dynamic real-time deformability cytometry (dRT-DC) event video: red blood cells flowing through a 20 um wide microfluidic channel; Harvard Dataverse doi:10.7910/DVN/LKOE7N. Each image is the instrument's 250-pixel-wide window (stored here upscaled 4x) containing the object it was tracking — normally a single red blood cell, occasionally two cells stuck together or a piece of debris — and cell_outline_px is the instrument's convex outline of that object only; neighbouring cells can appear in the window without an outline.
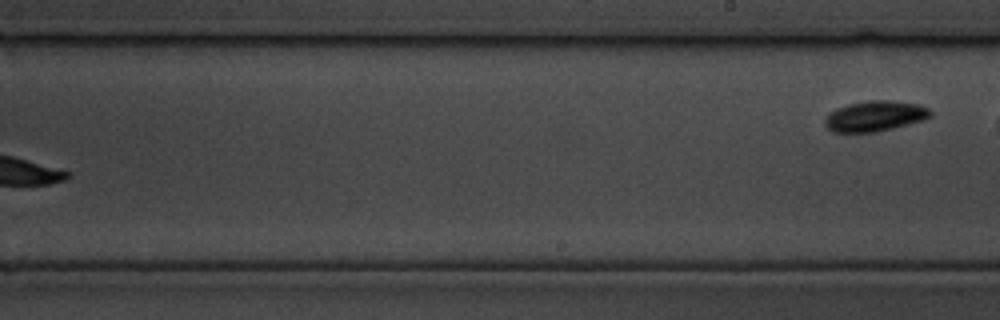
{"species": "common noctule bat (a hibernating species)", "species_latin": "Nyctalus noctula", "temperature_condition": "cold", "stored_images_in_passage": 16, "segment_of_instrument_passage": [2, 2], "camera_frame_rate_fps": 3000, "um_per_image_px": 0.085, "animal": {"sex": "male", "body_mass_g": 19.5, "forearm_length_mm": 54.6}, "frame": {"image": 1, "passage_image": 16, "time_ms": 5.0, "image_size_px": [1000, 320], "cell_outline_px": [[932, 116], [924, 120], [876, 132], [832, 132], [824, 124], [824, 120], [836, 108], [852, 104], [872, 100], [884, 100], [916, 104], [928, 108], [932, 112]], "centroid_in_image_um": [74.38, 9.88], "position_along_channel_um": 214.6, "area_um2": 18.38}}